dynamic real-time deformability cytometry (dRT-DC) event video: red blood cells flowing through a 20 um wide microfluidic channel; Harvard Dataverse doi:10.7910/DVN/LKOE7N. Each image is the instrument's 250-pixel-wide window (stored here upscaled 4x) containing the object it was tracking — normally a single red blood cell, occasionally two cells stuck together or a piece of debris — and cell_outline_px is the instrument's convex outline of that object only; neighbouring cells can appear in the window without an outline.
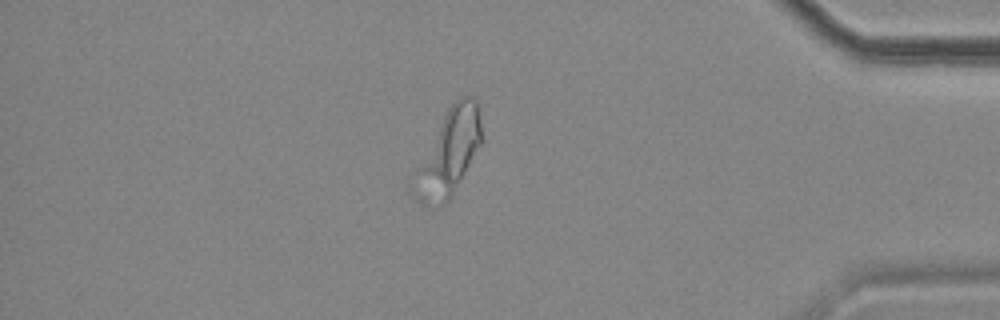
{"species": "common noctule bat (a hibernating species)", "species_latin": "Nyctalus noctula", "temperature_condition": "cold", "stored_images_in_passage": 59, "camera_frame_rate_fps": 3000, "um_per_image_px": 0.085, "animal": {"sex": "female", "body_mass_g": 18.4}, "frame": {"image": 1, "passage_image": 51, "time_ms": 16.667, "image_size_px": [1000, 320], "cell_outline_px": [[484, 140], [448, 200], [444, 204], [424, 204], [416, 200], [408, 192], [408, 184], [448, 108], [456, 100], [464, 96], [472, 96], [476, 100], [480, 116]], "centroid_in_image_um": [38.11, 13.03], "position_along_channel_um": 397.1, "area_um2": 33.47}}